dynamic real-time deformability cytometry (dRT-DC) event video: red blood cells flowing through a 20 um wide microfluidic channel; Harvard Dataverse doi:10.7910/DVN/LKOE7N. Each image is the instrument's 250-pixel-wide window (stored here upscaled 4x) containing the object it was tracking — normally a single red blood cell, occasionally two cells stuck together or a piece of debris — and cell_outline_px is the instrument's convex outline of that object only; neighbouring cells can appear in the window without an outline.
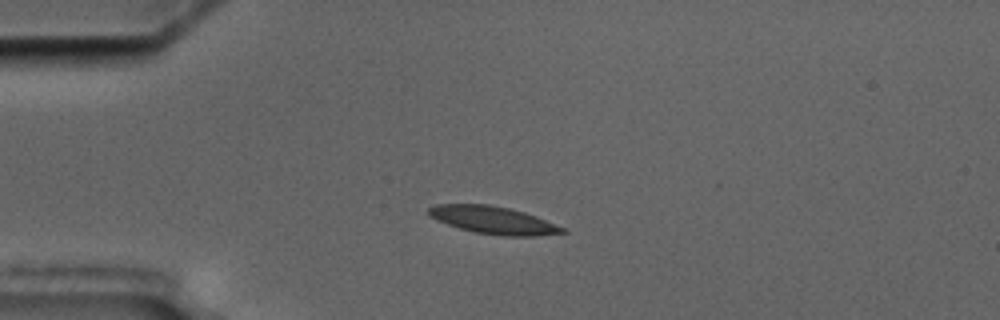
{"species": "common noctule bat (a hibernating species)", "species_latin": "Nyctalus noctula", "temperature_condition": "cold", "stored_images_in_passage": 5, "camera_frame_rate_fps": 3000, "um_per_image_px": 0.085, "animal": {"sex": "male", "body_mass_g": 17.5, "forearm_length_mm": 52.3}, "frame": {"image": 1, "passage_image": 3, "time_ms": 3.0, "image_size_px": [1000, 320], "cell_outline_px": [[568, 232], [536, 236], [504, 236], [472, 232], [436, 220], [428, 216], [428, 208], [436, 204], [488, 204], [508, 208], [524, 212], [536, 216], [564, 228]], "centroid_in_image_um": [41.9, 18.71], "position_along_channel_um": 43.1, "area_um2": 21.44}}
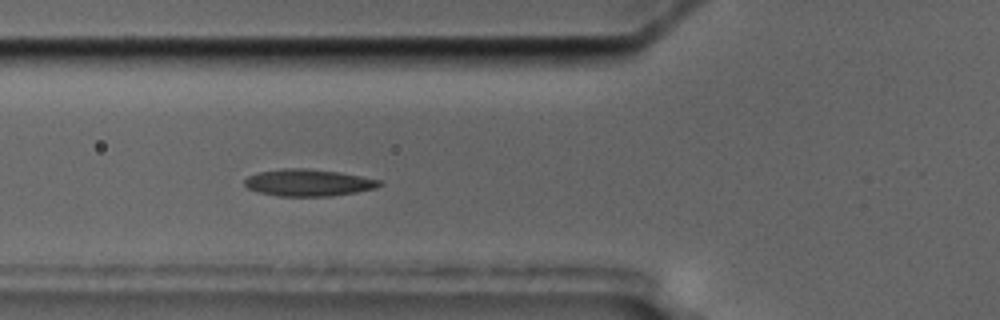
{"frame": {"image": 2, "passage_image": 5, "time_ms": 5.333, "image_size_px": [1000, 320], "cell_outline_px": [[384, 184], [376, 188], [356, 192], [332, 196], [280, 196], [256, 192], [248, 188], [244, 184], [244, 180], [248, 176], [256, 172], [284, 168], [304, 168], [340, 172], [380, 180]], "centroid_in_image_um": [26.19, 15.52], "position_along_channel_um": 99.6, "area_um2": 21.27}}